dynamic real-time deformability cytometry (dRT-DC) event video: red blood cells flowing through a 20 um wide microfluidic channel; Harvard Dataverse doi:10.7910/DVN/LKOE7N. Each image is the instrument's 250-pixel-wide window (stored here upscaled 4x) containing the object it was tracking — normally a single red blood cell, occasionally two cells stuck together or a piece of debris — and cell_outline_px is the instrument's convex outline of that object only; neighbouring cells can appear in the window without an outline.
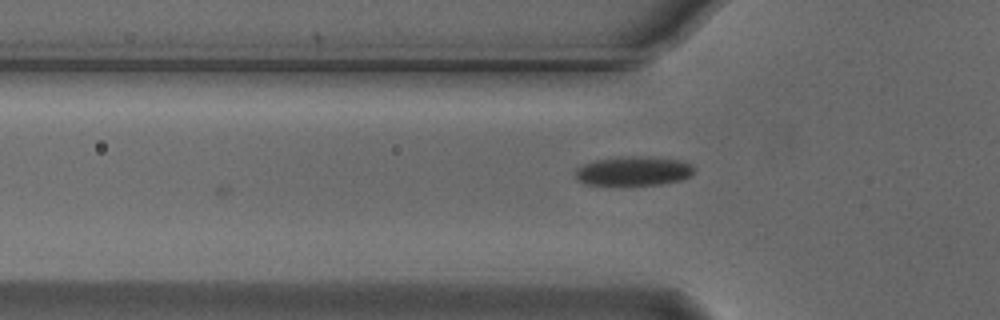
{"species": "Egyptian fruit bat (a non-hibernating species)", "species_latin": "Rousettus aegyptiacus", "temperature_condition": "cold", "stored_images_in_passage": 6, "camera_frame_rate_fps": 3000, "um_per_image_px": 0.085, "animal": {"sex": "male"}, "frame": {"image": 1, "passage_image": 6, "time_ms": 1.667, "image_size_px": [1000, 320], "cell_outline_px": [[696, 168], [688, 176], [680, 180], [660, 184], [620, 188], [616, 188], [584, 184], [576, 180], [576, 168], [580, 164], [592, 160], [616, 156], [648, 156], [676, 160], [692, 164]], "centroid_in_image_um": [53.72, 14.57], "position_along_channel_um": 72.1, "area_um2": 21.44}}